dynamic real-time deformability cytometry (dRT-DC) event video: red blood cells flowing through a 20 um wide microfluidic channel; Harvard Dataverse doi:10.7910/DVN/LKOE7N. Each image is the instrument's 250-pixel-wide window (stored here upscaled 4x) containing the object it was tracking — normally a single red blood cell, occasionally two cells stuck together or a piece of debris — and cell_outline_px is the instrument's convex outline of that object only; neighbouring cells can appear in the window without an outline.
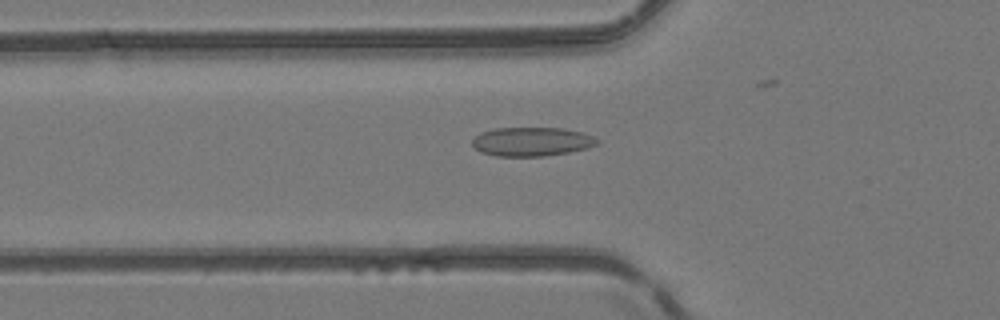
{"species": "common noctule bat (a hibernating species)", "species_latin": "Nyctalus noctula", "temperature_condition": "room temperature", "stored_images_in_passage": 51, "camera_frame_rate_fps": 3000, "um_per_image_px": 0.085, "animal": {"sex": "female", "body_mass_g": 24.6, "forearm_length_mm": 56.2}, "frame": {"image": 1, "passage_image": 18, "time_ms": 5.667, "image_size_px": [1000, 320], "cell_outline_px": [[600, 140], [596, 144], [588, 148], [568, 152], [544, 156], [496, 156], [480, 152], [472, 144], [472, 140], [480, 132], [496, 128], [564, 128], [584, 132]], "centroid_in_image_um": [45.2, 12.03], "position_along_channel_um": 80.6, "area_um2": 21.1}}
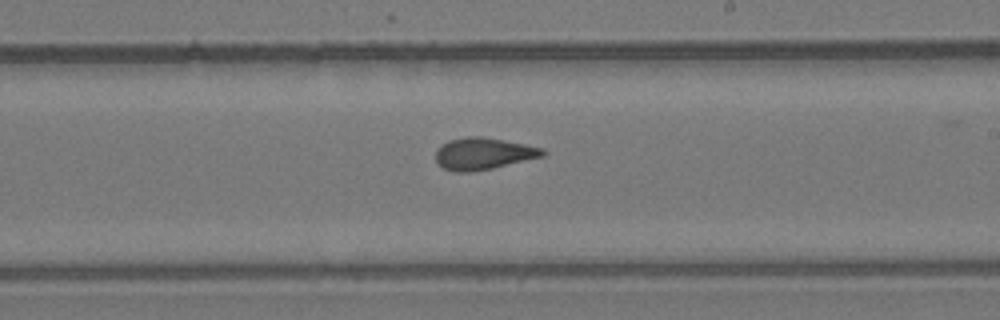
{"frame": {"image": 2, "passage_image": 30, "time_ms": 9.667, "image_size_px": [1000, 320], "cell_outline_px": [[548, 152], [544, 156], [492, 168], [468, 172], [456, 172], [444, 168], [436, 160], [436, 148], [448, 140], [468, 136], [480, 136], [504, 140], [544, 148]], "centroid_in_image_um": [41.09, 13.05], "position_along_channel_um": 247.9, "area_um2": 19.83}}
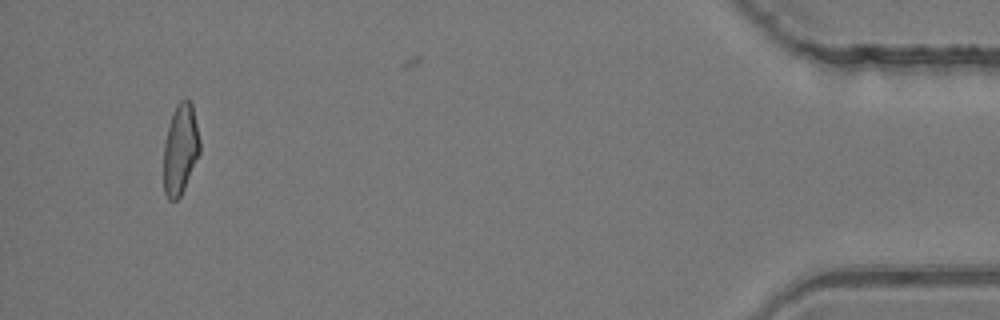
{"frame": {"image": 3, "passage_image": 48, "time_ms": 15.667, "image_size_px": [1000, 320], "cell_outline_px": [[200, 152], [184, 188], [180, 196], [176, 200], [168, 200], [164, 192], [164, 140], [176, 104], [184, 96], [192, 104], [200, 140]], "centroid_in_image_um": [15.33, 12.67], "position_along_channel_um": 419.9, "area_um2": 18.96}, "authors_computed_cell_mechanics": {"area_um2": 19.7098, "velocity_mm_per_s": 4.1544, "shape_relaxation_time_tau1_ms": null, "shape_relaxation_time_tau2_ms": 2.0419, "deformation_change_tau1": null, "deformation_change_tau2": 0.0795}}